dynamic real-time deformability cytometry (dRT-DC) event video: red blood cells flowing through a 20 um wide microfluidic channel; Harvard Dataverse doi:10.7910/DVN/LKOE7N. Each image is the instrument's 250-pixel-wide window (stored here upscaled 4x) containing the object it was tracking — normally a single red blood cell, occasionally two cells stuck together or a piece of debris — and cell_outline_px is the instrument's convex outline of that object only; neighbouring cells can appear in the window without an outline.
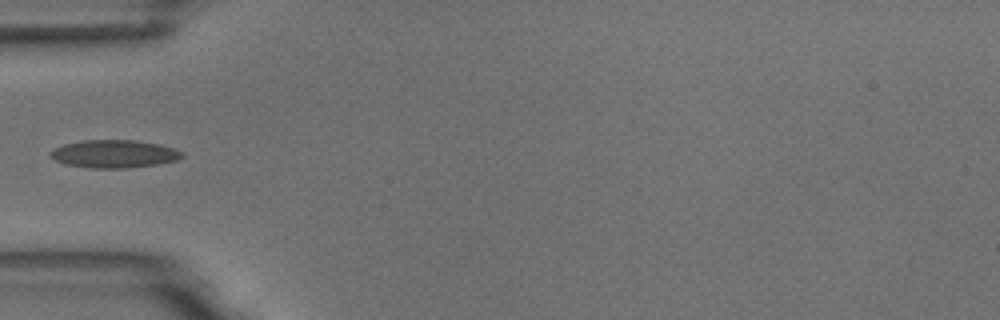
{"species": "common noctule bat (a hibernating species)", "species_latin": "Nyctalus noctula", "temperature_condition": "room temperature", "stored_images_in_passage": 5, "camera_frame_rate_fps": 3000, "um_per_image_px": 0.085, "animal": {"sex": "male", "body_mass_g": 18.8}, "frame": {"image": 1, "passage_image": 5, "time_ms": 4.667, "image_size_px": [1000, 320], "cell_outline_px": [[184, 156], [176, 160], [156, 164], [124, 168], [92, 168], [64, 164], [48, 156], [48, 152], [64, 144], [84, 140], [132, 140], [160, 144], [176, 148], [184, 152]], "centroid_in_image_um": [9.7, 13.07], "position_along_channel_um": 75.3, "area_um2": 21.39}}